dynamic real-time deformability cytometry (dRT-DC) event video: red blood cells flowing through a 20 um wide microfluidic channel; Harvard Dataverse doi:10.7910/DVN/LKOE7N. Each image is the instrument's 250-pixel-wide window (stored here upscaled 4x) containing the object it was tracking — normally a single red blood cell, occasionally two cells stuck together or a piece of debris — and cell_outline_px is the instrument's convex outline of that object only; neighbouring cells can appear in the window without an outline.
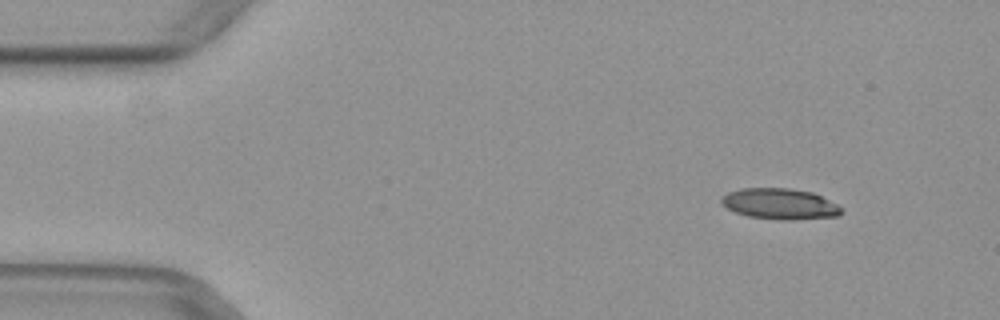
{"species": "common noctule bat (a hibernating species)", "species_latin": "Nyctalus noctula", "temperature_condition": "warm", "stored_images_in_passage": 51, "camera_frame_rate_fps": 3000, "um_per_image_px": 0.085, "animal": {"sex": "female", "body_mass_g": 29.2, "forearm_length_mm": 56.3}, "frame": {"image": 1, "passage_image": 6, "time_ms": 1.667, "image_size_px": [1000, 320], "cell_outline_px": [[840, 216], [792, 220], [780, 220], [748, 216], [736, 212], [720, 204], [720, 196], [728, 192], [740, 188], [788, 188], [812, 192], [836, 204], [840, 208]], "centroid_in_image_um": [66.23, 17.33], "position_along_channel_um": 18.8, "area_um2": 21.56}}
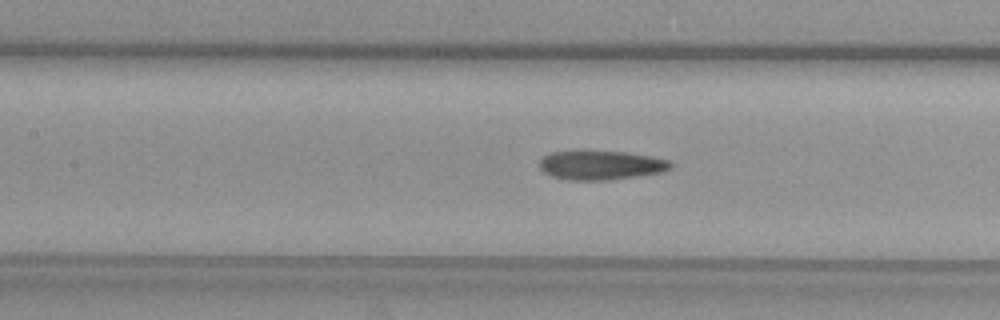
{"frame": {"image": 2, "passage_image": 23, "time_ms": 7.333, "image_size_px": [1000, 320], "cell_outline_px": [[672, 168], [664, 172], [640, 176], [608, 180], [568, 180], [552, 176], [544, 172], [540, 168], [540, 160], [544, 156], [552, 152], [624, 152], [652, 156], [668, 160], [672, 164]], "centroid_in_image_um": [51.13, 14.06], "position_along_channel_um": 156.3, "area_um2": 22.08}}
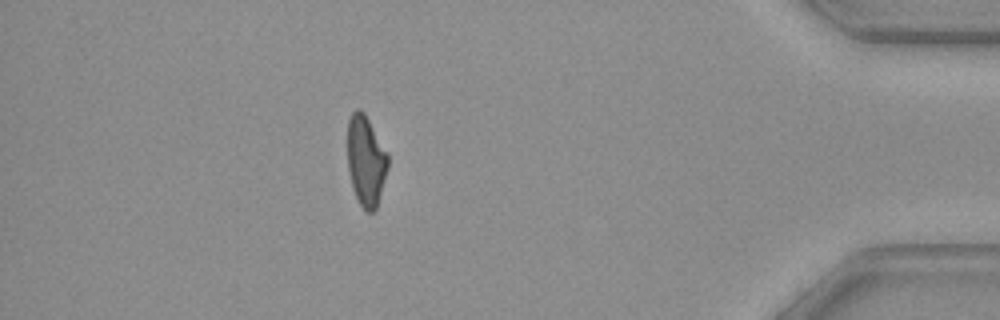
{"frame": {"image": 3, "passage_image": 45, "time_ms": 14.667, "image_size_px": [1000, 320], "cell_outline_px": [[388, 168], [376, 208], [372, 212], [368, 212], [360, 204], [352, 188], [348, 168], [348, 120], [352, 112], [356, 108], [360, 108], [364, 112], [388, 152]], "centroid_in_image_um": [31.1, 13.62], "position_along_channel_um": 404.1, "area_um2": 21.27}}